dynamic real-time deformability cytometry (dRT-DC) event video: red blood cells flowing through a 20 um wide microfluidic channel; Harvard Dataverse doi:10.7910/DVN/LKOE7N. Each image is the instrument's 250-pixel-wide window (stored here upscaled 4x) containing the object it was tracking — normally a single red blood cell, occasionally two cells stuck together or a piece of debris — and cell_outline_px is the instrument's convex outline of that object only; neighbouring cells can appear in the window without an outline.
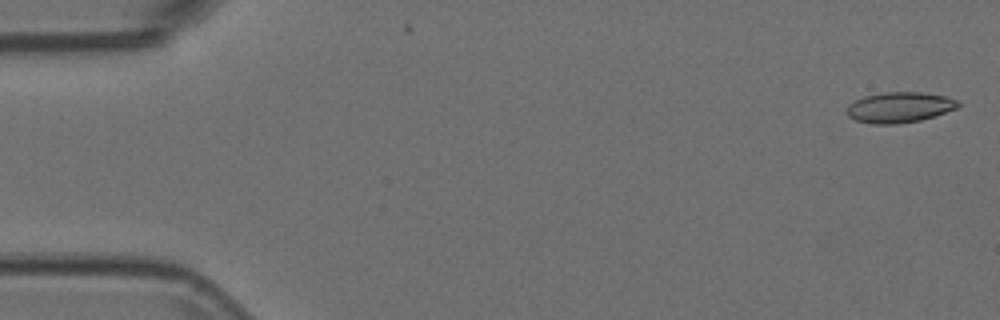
{"species": "Egyptian fruit bat (a non-hibernating species)", "species_latin": "Rousettus aegyptiacus", "temperature_condition": "room temperature", "stored_images_in_passage": 54, "camera_frame_rate_fps": 3000, "um_per_image_px": 0.085, "animal": {"sex": "female"}, "frame": {"image": 1, "passage_image": 2, "time_ms": 0.333, "image_size_px": [1000, 320], "cell_outline_px": [[960, 104], [956, 108], [920, 120], [896, 124], [872, 124], [856, 120], [848, 116], [844, 112], [848, 104], [864, 96], [884, 92], [920, 92], [944, 96], [956, 100]], "centroid_in_image_um": [76.38, 9.12], "position_along_channel_um": 8.6, "area_um2": 19.65}}
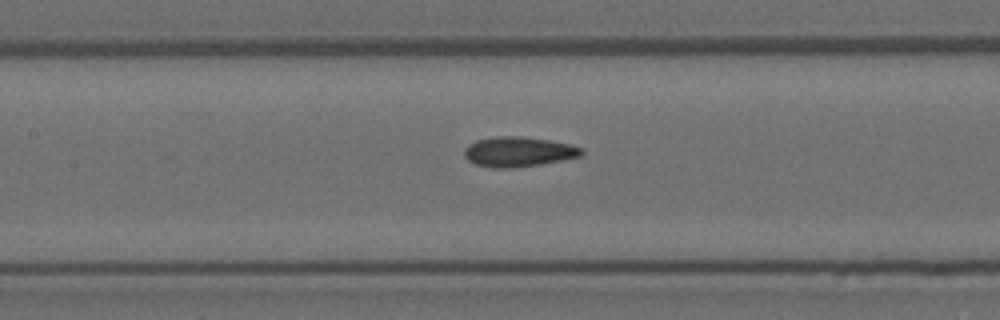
{"frame": {"image": 2, "passage_image": 25, "time_ms": 8.0, "image_size_px": [1000, 320], "cell_outline_px": [[584, 152], [580, 156], [564, 160], [540, 164], [512, 168], [492, 168], [476, 164], [468, 160], [464, 156], [464, 148], [468, 144], [476, 140], [496, 136], [520, 136], [548, 140], [568, 144], [584, 148]], "centroid_in_image_um": [44.05, 12.9], "position_along_channel_um": 163.3, "area_um2": 20.52}}
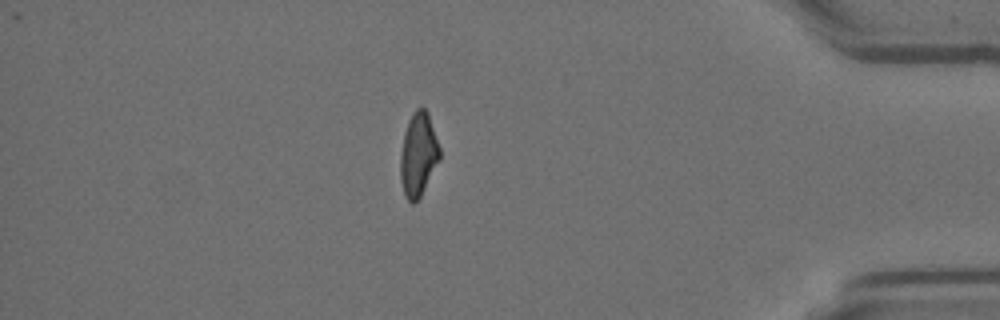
{"frame": {"image": 3, "passage_image": 47, "time_ms": 15.333, "image_size_px": [1000, 320], "cell_outline_px": [[440, 160], [420, 196], [412, 204], [404, 196], [400, 180], [400, 152], [404, 132], [408, 120], [412, 112], [416, 108], [424, 108], [428, 112], [440, 148]], "centroid_in_image_um": [35.54, 13.12], "position_along_channel_um": 399.7, "area_um2": 19.31}}